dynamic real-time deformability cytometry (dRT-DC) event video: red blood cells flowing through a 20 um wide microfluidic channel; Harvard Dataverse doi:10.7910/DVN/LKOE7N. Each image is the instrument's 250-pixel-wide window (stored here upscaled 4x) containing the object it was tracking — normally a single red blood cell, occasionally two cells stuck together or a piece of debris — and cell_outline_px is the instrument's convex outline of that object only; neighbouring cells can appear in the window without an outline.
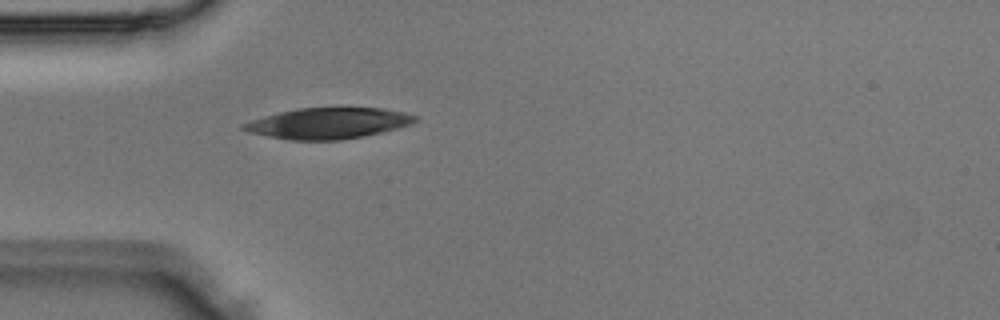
{"species": "Egyptian fruit bat (a non-hibernating species)", "species_latin": "Rousettus aegyptiacus", "temperature_condition": "room temperature", "stored_images_in_passage": 1, "camera_frame_rate_fps": 3000, "um_per_image_px": 0.085, "animal": {"sex": "male"}, "frame": {"image": 1, "passage_image": 1, "time_ms": 0.0, "image_size_px": [1000, 320], "cell_outline_px": [[420, 120], [412, 124], [364, 136], [340, 140], [288, 140], [248, 132], [240, 128], [240, 124], [264, 116], [280, 112], [300, 108], [384, 108], [404, 112], [420, 116]], "centroid_in_image_um": [27.92, 10.48], "position_along_channel_um": 57.1, "area_um2": 30.98}}